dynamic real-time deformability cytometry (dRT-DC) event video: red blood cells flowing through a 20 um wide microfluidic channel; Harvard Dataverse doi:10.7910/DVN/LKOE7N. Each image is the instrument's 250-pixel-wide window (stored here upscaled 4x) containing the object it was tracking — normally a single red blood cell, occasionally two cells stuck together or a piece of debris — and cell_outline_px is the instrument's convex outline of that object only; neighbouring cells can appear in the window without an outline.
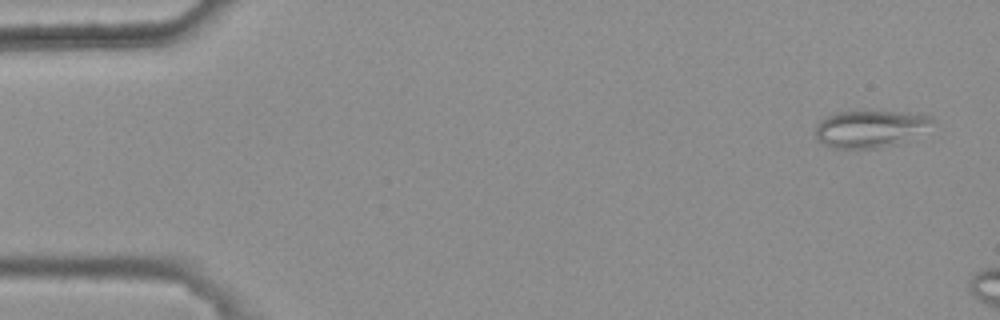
{"species": "common noctule bat (a hibernating species)", "species_latin": "Nyctalus noctula", "temperature_condition": "warm", "stored_images_in_passage": 3, "camera_frame_rate_fps": 3000, "um_per_image_px": 0.085, "animal": {"sex": "female", "body_mass_g": 25.1}, "frame": {"image": 1, "passage_image": 1, "time_ms": 0.0, "image_size_px": [1000, 320], "cell_outline_px": [[936, 120], [896, 144], [876, 148], [832, 148], [820, 144], [816, 140], [816, 124], [820, 120], [828, 116], [840, 112], [908, 112], [932, 116]], "centroid_in_image_um": [73.85, 10.95], "position_along_channel_um": 11.2, "area_um2": 24.62}}